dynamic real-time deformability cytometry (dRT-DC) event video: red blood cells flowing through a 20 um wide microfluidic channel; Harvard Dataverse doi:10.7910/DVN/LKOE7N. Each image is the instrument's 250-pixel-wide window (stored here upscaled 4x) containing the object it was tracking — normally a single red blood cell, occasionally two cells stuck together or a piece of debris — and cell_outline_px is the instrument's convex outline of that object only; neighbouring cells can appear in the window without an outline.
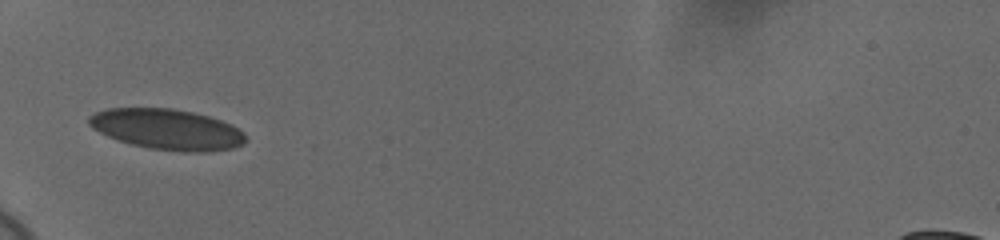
{"species": "human", "species_latin": "Homo sapiens", "temperature_condition": "cold", "stored_images_in_passage": 37, "camera_frame_rate_fps": 3000, "um_per_image_px": 0.085, "donor": {"sex": "female"}, "frame": {"image": 1, "passage_image": 1, "time_ms": 0.0, "image_size_px": [1000, 240], "cell_outline_px": [[244, 144], [232, 148], [208, 152], [184, 152], [148, 148], [132, 144], [108, 136], [92, 128], [88, 124], [88, 116], [96, 112], [108, 108], [172, 108], [192, 112], [208, 116], [220, 120], [244, 132]], "centroid_in_image_um": [14.18, 10.99], "position_along_channel_um": 70.8, "area_um2": 36.88}}
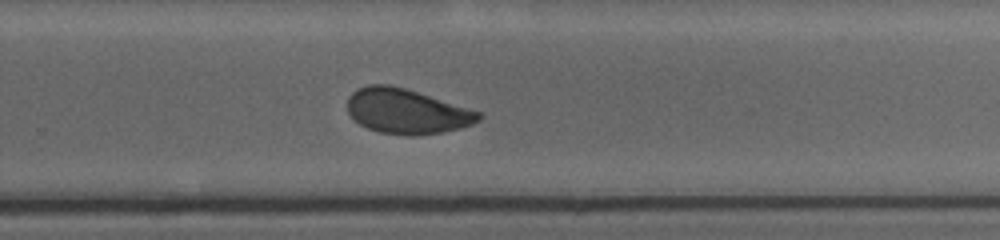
{"frame": {"image": 2, "passage_image": 20, "time_ms": 6.333, "image_size_px": [1000, 240], "cell_outline_px": [[484, 116], [480, 120], [472, 124], [460, 128], [440, 132], [412, 136], [380, 132], [368, 128], [360, 124], [348, 112], [348, 96], [356, 88], [368, 84], [388, 84], [404, 88], [480, 112]], "centroid_in_image_um": [34.54, 9.45], "position_along_channel_um": 295.3, "area_um2": 33.99}}
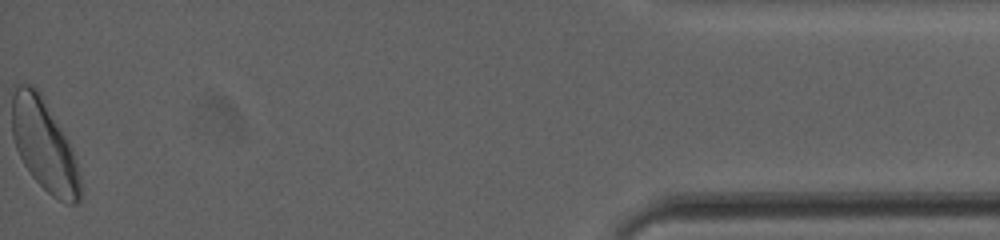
{"frame": {"image": 3, "passage_image": 37, "time_ms": 12.0, "image_size_px": [1000, 240], "cell_outline_px": [[80, 200], [76, 204], [68, 204], [52, 196], [32, 176], [24, 164], [16, 148], [12, 136], [12, 96], [16, 80], [32, 84], [40, 92], [68, 140], [72, 148], [80, 176]], "centroid_in_image_um": [3.73, 12.29], "position_along_channel_um": 431.5, "area_um2": 36.47}, "authors_computed_cell_mechanics": {"area_um2": 35.258, "velocity_mm_per_s": 3.6483, "shape_relaxation_time_tau1_ms": 5.7375, "shape_relaxation_time_tau2_ms": 0.9469, "deformation_change_tau1": 0.1125, "deformation_change_tau2": 0.0584}}